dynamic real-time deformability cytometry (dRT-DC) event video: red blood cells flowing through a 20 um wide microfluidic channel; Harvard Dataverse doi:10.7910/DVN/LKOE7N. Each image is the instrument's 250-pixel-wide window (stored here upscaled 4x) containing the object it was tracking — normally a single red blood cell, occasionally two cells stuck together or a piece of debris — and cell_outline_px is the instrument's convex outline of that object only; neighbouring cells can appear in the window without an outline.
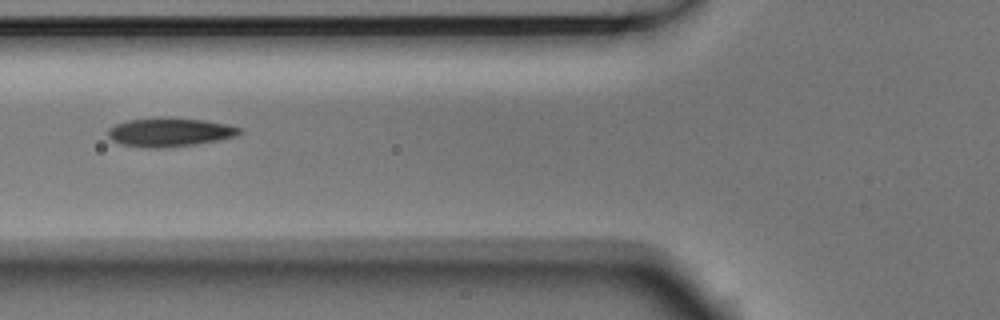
{"species": "Egyptian fruit bat (a non-hibernating species)", "species_latin": "Rousettus aegyptiacus", "temperature_condition": "room temperature", "stored_images_in_passage": 5, "camera_frame_rate_fps": 3000, "um_per_image_px": 0.085, "animal": {"sex": "male"}, "frame": {"image": 1, "passage_image": 5, "time_ms": 1.333, "image_size_px": [1000, 320], "cell_outline_px": [[244, 132], [236, 136], [196, 144], [164, 148], [148, 148], [120, 144], [112, 140], [108, 136], [108, 128], [116, 124], [128, 120], [160, 116], [204, 120], [228, 124], [244, 128]], "centroid_in_image_um": [14.44, 11.22], "position_along_channel_um": 111.4, "area_um2": 22.43}}